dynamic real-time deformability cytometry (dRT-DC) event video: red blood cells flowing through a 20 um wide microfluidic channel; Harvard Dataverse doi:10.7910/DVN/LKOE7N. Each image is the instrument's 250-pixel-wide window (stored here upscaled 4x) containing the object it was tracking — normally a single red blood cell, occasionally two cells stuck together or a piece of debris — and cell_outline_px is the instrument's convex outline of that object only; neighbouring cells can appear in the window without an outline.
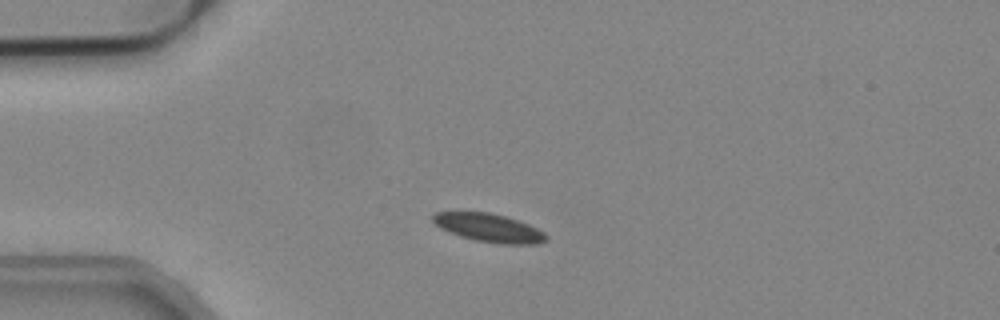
{"species": "common noctule bat (a hibernating species)", "species_latin": "Nyctalus noctula", "temperature_condition": "cold", "stored_images_in_passage": 50, "camera_frame_rate_fps": 3000, "um_per_image_px": 0.085, "animal": {"sex": "male", "body_mass_g": 19.2, "forearm_length_mm": 51.8}, "frame": {"image": 1, "passage_image": 9, "time_ms": 2.667, "image_size_px": [1000, 320], "cell_outline_px": [[548, 240], [536, 244], [500, 244], [476, 240], [460, 236], [440, 228], [432, 220], [432, 216], [436, 212], [488, 212], [504, 216], [528, 224], [544, 232], [548, 236]], "centroid_in_image_um": [41.57, 19.37], "position_along_channel_um": 43.4, "area_um2": 18.55}}
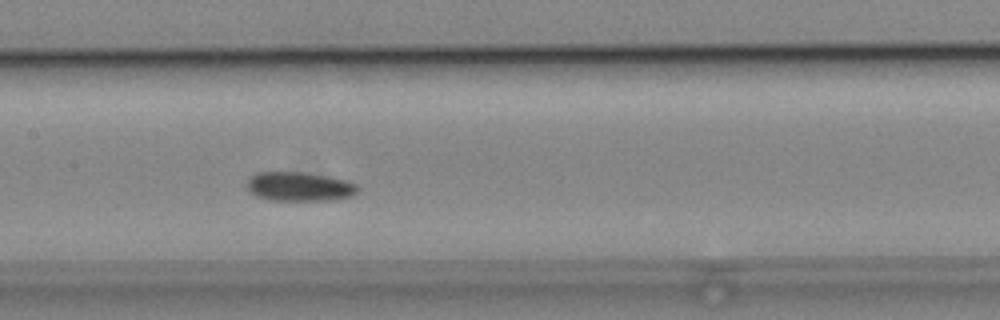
{"frame": {"image": 2, "passage_image": 22, "time_ms": 7.0, "image_size_px": [1000, 320], "cell_outline_px": [[360, 188], [356, 192], [348, 196], [328, 200], [272, 200], [256, 196], [248, 188], [248, 180], [256, 172], [300, 172], [324, 176], [344, 180], [356, 184]], "centroid_in_image_um": [25.42, 15.85], "position_along_channel_um": 182.0, "area_um2": 18.32}}
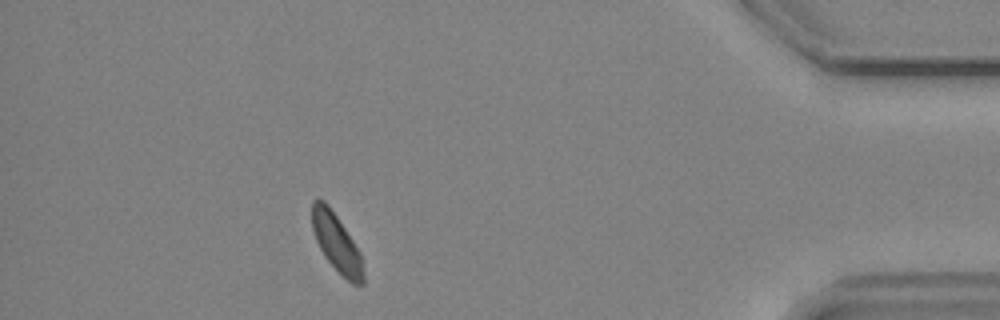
{"frame": {"image": 3, "passage_image": 44, "time_ms": 14.333, "image_size_px": [1000, 320], "cell_outline_px": [[364, 284], [352, 284], [324, 256], [316, 240], [312, 228], [312, 200], [324, 200], [328, 204], [360, 252], [364, 272]], "centroid_in_image_um": [28.6, 20.64], "position_along_channel_um": 406.6, "area_um2": 16.88}, "authors_computed_cell_mechanics": {"area_um2": 18.2648, "velocity_mm_per_s": 3.7613, "shape_relaxation_time_tau1_ms": 1.3929, "shape_relaxation_time_tau2_ms": 2.7641, "deformation_change_tau1": 0.0535, "deformation_change_tau2": 0.066}}